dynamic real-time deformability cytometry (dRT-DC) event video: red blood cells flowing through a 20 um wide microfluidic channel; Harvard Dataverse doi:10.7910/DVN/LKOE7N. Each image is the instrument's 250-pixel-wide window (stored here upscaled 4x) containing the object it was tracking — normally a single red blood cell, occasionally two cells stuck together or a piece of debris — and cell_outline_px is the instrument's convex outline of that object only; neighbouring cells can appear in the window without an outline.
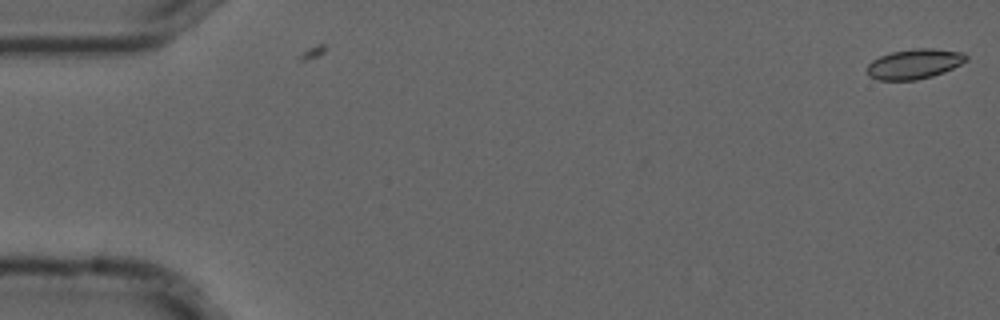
{"species": "common noctule bat (a hibernating species)", "species_latin": "Nyctalus noctula", "temperature_condition": "cold", "stored_images_in_passage": 2, "camera_frame_rate_fps": 3000, "um_per_image_px": 0.085, "animal": {"sex": "male", "forearm_length_mm": 52.5}, "frame": {"image": 1, "passage_image": 2, "time_ms": 0.333, "image_size_px": [1000, 320], "cell_outline_px": [[968, 60], [944, 72], [932, 76], [916, 80], [876, 80], [868, 76], [868, 64], [872, 60], [880, 56], [892, 52], [916, 48], [932, 48], [964, 52], [968, 56]], "centroid_in_image_um": [77.73, 5.43], "position_along_channel_um": 7.3, "area_um2": 17.34}}